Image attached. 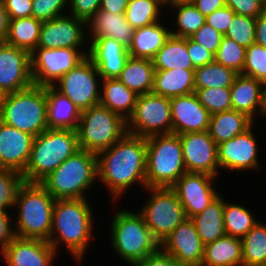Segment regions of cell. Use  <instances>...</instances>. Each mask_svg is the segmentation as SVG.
Instances as JSON below:
<instances>
[{"label":"cell","instance_id":"1","mask_svg":"<svg viewBox=\"0 0 266 266\" xmlns=\"http://www.w3.org/2000/svg\"><path fill=\"white\" fill-rule=\"evenodd\" d=\"M146 155V138L129 133L97 154V181L109 189L113 201L129 191L133 184L143 189L147 187Z\"/></svg>","mask_w":266,"mask_h":266},{"label":"cell","instance_id":"2","mask_svg":"<svg viewBox=\"0 0 266 266\" xmlns=\"http://www.w3.org/2000/svg\"><path fill=\"white\" fill-rule=\"evenodd\" d=\"M91 210L87 198L55 200L52 230L48 242L57 254L60 245L63 244L69 250L71 257L82 263L94 234V213Z\"/></svg>","mask_w":266,"mask_h":266},{"label":"cell","instance_id":"3","mask_svg":"<svg viewBox=\"0 0 266 266\" xmlns=\"http://www.w3.org/2000/svg\"><path fill=\"white\" fill-rule=\"evenodd\" d=\"M54 204L55 199L40 183L24 182L14 206L18 207L13 219L16 237L49 241Z\"/></svg>","mask_w":266,"mask_h":266},{"label":"cell","instance_id":"4","mask_svg":"<svg viewBox=\"0 0 266 266\" xmlns=\"http://www.w3.org/2000/svg\"><path fill=\"white\" fill-rule=\"evenodd\" d=\"M79 150L77 130L48 128L34 138L24 182L40 183Z\"/></svg>","mask_w":266,"mask_h":266},{"label":"cell","instance_id":"5","mask_svg":"<svg viewBox=\"0 0 266 266\" xmlns=\"http://www.w3.org/2000/svg\"><path fill=\"white\" fill-rule=\"evenodd\" d=\"M117 211L110 223V243L121 260L132 265L160 248L140 212L125 208Z\"/></svg>","mask_w":266,"mask_h":266},{"label":"cell","instance_id":"6","mask_svg":"<svg viewBox=\"0 0 266 266\" xmlns=\"http://www.w3.org/2000/svg\"><path fill=\"white\" fill-rule=\"evenodd\" d=\"M98 180L97 154L79 150L61 163L40 184L56 199L86 198ZM93 184V185H92Z\"/></svg>","mask_w":266,"mask_h":266},{"label":"cell","instance_id":"7","mask_svg":"<svg viewBox=\"0 0 266 266\" xmlns=\"http://www.w3.org/2000/svg\"><path fill=\"white\" fill-rule=\"evenodd\" d=\"M0 121L34 137L48 129L45 87L35 85L5 94Z\"/></svg>","mask_w":266,"mask_h":266},{"label":"cell","instance_id":"8","mask_svg":"<svg viewBox=\"0 0 266 266\" xmlns=\"http://www.w3.org/2000/svg\"><path fill=\"white\" fill-rule=\"evenodd\" d=\"M146 144L147 187L171 188L187 172L179 134L154 135Z\"/></svg>","mask_w":266,"mask_h":266},{"label":"cell","instance_id":"9","mask_svg":"<svg viewBox=\"0 0 266 266\" xmlns=\"http://www.w3.org/2000/svg\"><path fill=\"white\" fill-rule=\"evenodd\" d=\"M127 133L126 121L100 103L81 111L77 134L80 150L98 154Z\"/></svg>","mask_w":266,"mask_h":266},{"label":"cell","instance_id":"10","mask_svg":"<svg viewBox=\"0 0 266 266\" xmlns=\"http://www.w3.org/2000/svg\"><path fill=\"white\" fill-rule=\"evenodd\" d=\"M150 197L139 209L153 237L161 244L187 219L185 209L172 188L146 187Z\"/></svg>","mask_w":266,"mask_h":266},{"label":"cell","instance_id":"11","mask_svg":"<svg viewBox=\"0 0 266 266\" xmlns=\"http://www.w3.org/2000/svg\"><path fill=\"white\" fill-rule=\"evenodd\" d=\"M126 129L143 138L172 133L170 98L153 93L139 95Z\"/></svg>","mask_w":266,"mask_h":266},{"label":"cell","instance_id":"12","mask_svg":"<svg viewBox=\"0 0 266 266\" xmlns=\"http://www.w3.org/2000/svg\"><path fill=\"white\" fill-rule=\"evenodd\" d=\"M101 82L102 78L98 69L86 56L63 75L53 87L83 111L100 103Z\"/></svg>","mask_w":266,"mask_h":266},{"label":"cell","instance_id":"13","mask_svg":"<svg viewBox=\"0 0 266 266\" xmlns=\"http://www.w3.org/2000/svg\"><path fill=\"white\" fill-rule=\"evenodd\" d=\"M82 48H35L30 53L33 83L53 86L63 75L73 69L87 55Z\"/></svg>","mask_w":266,"mask_h":266},{"label":"cell","instance_id":"14","mask_svg":"<svg viewBox=\"0 0 266 266\" xmlns=\"http://www.w3.org/2000/svg\"><path fill=\"white\" fill-rule=\"evenodd\" d=\"M215 180H218L217 177L206 173L186 172L171 187L183 205L187 218L201 213L221 194L214 188Z\"/></svg>","mask_w":266,"mask_h":266},{"label":"cell","instance_id":"15","mask_svg":"<svg viewBox=\"0 0 266 266\" xmlns=\"http://www.w3.org/2000/svg\"><path fill=\"white\" fill-rule=\"evenodd\" d=\"M84 20L66 14L42 22L40 28L39 48H82L87 39Z\"/></svg>","mask_w":266,"mask_h":266},{"label":"cell","instance_id":"16","mask_svg":"<svg viewBox=\"0 0 266 266\" xmlns=\"http://www.w3.org/2000/svg\"><path fill=\"white\" fill-rule=\"evenodd\" d=\"M253 125L244 133L236 135L217 146L218 163L220 170L229 172L259 169V148L253 133ZM258 155V156H257Z\"/></svg>","mask_w":266,"mask_h":266},{"label":"cell","instance_id":"17","mask_svg":"<svg viewBox=\"0 0 266 266\" xmlns=\"http://www.w3.org/2000/svg\"><path fill=\"white\" fill-rule=\"evenodd\" d=\"M187 172L218 177L220 171L217 144L208 131L179 134Z\"/></svg>","mask_w":266,"mask_h":266},{"label":"cell","instance_id":"18","mask_svg":"<svg viewBox=\"0 0 266 266\" xmlns=\"http://www.w3.org/2000/svg\"><path fill=\"white\" fill-rule=\"evenodd\" d=\"M33 84L30 53L6 42L0 43V89L9 94Z\"/></svg>","mask_w":266,"mask_h":266},{"label":"cell","instance_id":"19","mask_svg":"<svg viewBox=\"0 0 266 266\" xmlns=\"http://www.w3.org/2000/svg\"><path fill=\"white\" fill-rule=\"evenodd\" d=\"M160 248L172 255L180 265H200L204 257V245L194 222L187 218L160 244Z\"/></svg>","mask_w":266,"mask_h":266},{"label":"cell","instance_id":"20","mask_svg":"<svg viewBox=\"0 0 266 266\" xmlns=\"http://www.w3.org/2000/svg\"><path fill=\"white\" fill-rule=\"evenodd\" d=\"M172 133L184 134L209 130L210 113L195 93L170 98Z\"/></svg>","mask_w":266,"mask_h":266},{"label":"cell","instance_id":"21","mask_svg":"<svg viewBox=\"0 0 266 266\" xmlns=\"http://www.w3.org/2000/svg\"><path fill=\"white\" fill-rule=\"evenodd\" d=\"M56 251L48 241L15 237L1 252L5 266H53Z\"/></svg>","mask_w":266,"mask_h":266},{"label":"cell","instance_id":"22","mask_svg":"<svg viewBox=\"0 0 266 266\" xmlns=\"http://www.w3.org/2000/svg\"><path fill=\"white\" fill-rule=\"evenodd\" d=\"M34 138L0 121V168L22 174L28 165Z\"/></svg>","mask_w":266,"mask_h":266},{"label":"cell","instance_id":"23","mask_svg":"<svg viewBox=\"0 0 266 266\" xmlns=\"http://www.w3.org/2000/svg\"><path fill=\"white\" fill-rule=\"evenodd\" d=\"M88 49V57L98 69L102 79L117 78L123 70L128 58V49L113 38H92Z\"/></svg>","mask_w":266,"mask_h":266},{"label":"cell","instance_id":"24","mask_svg":"<svg viewBox=\"0 0 266 266\" xmlns=\"http://www.w3.org/2000/svg\"><path fill=\"white\" fill-rule=\"evenodd\" d=\"M232 110L246 114L253 121L264 118L263 82L237 74L230 87Z\"/></svg>","mask_w":266,"mask_h":266},{"label":"cell","instance_id":"25","mask_svg":"<svg viewBox=\"0 0 266 266\" xmlns=\"http://www.w3.org/2000/svg\"><path fill=\"white\" fill-rule=\"evenodd\" d=\"M86 28L87 39L88 33L90 38L109 37L117 42L130 47L135 29L126 20L124 14L112 13L106 10H99L87 22Z\"/></svg>","mask_w":266,"mask_h":266},{"label":"cell","instance_id":"26","mask_svg":"<svg viewBox=\"0 0 266 266\" xmlns=\"http://www.w3.org/2000/svg\"><path fill=\"white\" fill-rule=\"evenodd\" d=\"M47 97V126L49 129L77 130L81 110L53 86H45Z\"/></svg>","mask_w":266,"mask_h":266},{"label":"cell","instance_id":"27","mask_svg":"<svg viewBox=\"0 0 266 266\" xmlns=\"http://www.w3.org/2000/svg\"><path fill=\"white\" fill-rule=\"evenodd\" d=\"M157 21L151 25L135 29L128 53L131 57L152 60L171 36V29ZM166 26V27H165Z\"/></svg>","mask_w":266,"mask_h":266},{"label":"cell","instance_id":"28","mask_svg":"<svg viewBox=\"0 0 266 266\" xmlns=\"http://www.w3.org/2000/svg\"><path fill=\"white\" fill-rule=\"evenodd\" d=\"M195 69L155 70L152 93L167 98L194 93Z\"/></svg>","mask_w":266,"mask_h":266},{"label":"cell","instance_id":"29","mask_svg":"<svg viewBox=\"0 0 266 266\" xmlns=\"http://www.w3.org/2000/svg\"><path fill=\"white\" fill-rule=\"evenodd\" d=\"M100 104L125 121L132 115L138 95L117 78L102 79Z\"/></svg>","mask_w":266,"mask_h":266},{"label":"cell","instance_id":"30","mask_svg":"<svg viewBox=\"0 0 266 266\" xmlns=\"http://www.w3.org/2000/svg\"><path fill=\"white\" fill-rule=\"evenodd\" d=\"M154 73L152 60L129 56L117 79L139 96L152 93Z\"/></svg>","mask_w":266,"mask_h":266},{"label":"cell","instance_id":"31","mask_svg":"<svg viewBox=\"0 0 266 266\" xmlns=\"http://www.w3.org/2000/svg\"><path fill=\"white\" fill-rule=\"evenodd\" d=\"M223 210L224 198L220 194L201 213L191 218L204 246L226 235Z\"/></svg>","mask_w":266,"mask_h":266},{"label":"cell","instance_id":"32","mask_svg":"<svg viewBox=\"0 0 266 266\" xmlns=\"http://www.w3.org/2000/svg\"><path fill=\"white\" fill-rule=\"evenodd\" d=\"M246 114L236 110L224 111L210 116L209 134L218 145L244 133L254 124Z\"/></svg>","mask_w":266,"mask_h":266},{"label":"cell","instance_id":"33","mask_svg":"<svg viewBox=\"0 0 266 266\" xmlns=\"http://www.w3.org/2000/svg\"><path fill=\"white\" fill-rule=\"evenodd\" d=\"M204 266H243L242 240L225 235L204 246Z\"/></svg>","mask_w":266,"mask_h":266},{"label":"cell","instance_id":"34","mask_svg":"<svg viewBox=\"0 0 266 266\" xmlns=\"http://www.w3.org/2000/svg\"><path fill=\"white\" fill-rule=\"evenodd\" d=\"M155 70L195 69L187 51V38L171 35L152 59Z\"/></svg>","mask_w":266,"mask_h":266},{"label":"cell","instance_id":"35","mask_svg":"<svg viewBox=\"0 0 266 266\" xmlns=\"http://www.w3.org/2000/svg\"><path fill=\"white\" fill-rule=\"evenodd\" d=\"M41 25L42 21L32 16L9 20L5 42L31 53L37 48Z\"/></svg>","mask_w":266,"mask_h":266},{"label":"cell","instance_id":"36","mask_svg":"<svg viewBox=\"0 0 266 266\" xmlns=\"http://www.w3.org/2000/svg\"><path fill=\"white\" fill-rule=\"evenodd\" d=\"M241 240L243 266H266V225L258 221Z\"/></svg>","mask_w":266,"mask_h":266},{"label":"cell","instance_id":"37","mask_svg":"<svg viewBox=\"0 0 266 266\" xmlns=\"http://www.w3.org/2000/svg\"><path fill=\"white\" fill-rule=\"evenodd\" d=\"M224 199V227L226 235L242 239L258 222L254 214L244 206L225 202Z\"/></svg>","mask_w":266,"mask_h":266},{"label":"cell","instance_id":"38","mask_svg":"<svg viewBox=\"0 0 266 266\" xmlns=\"http://www.w3.org/2000/svg\"><path fill=\"white\" fill-rule=\"evenodd\" d=\"M162 7L165 8L164 0H129L124 15L129 24L138 29L163 20Z\"/></svg>","mask_w":266,"mask_h":266},{"label":"cell","instance_id":"39","mask_svg":"<svg viewBox=\"0 0 266 266\" xmlns=\"http://www.w3.org/2000/svg\"><path fill=\"white\" fill-rule=\"evenodd\" d=\"M237 73L222 64L208 63L195 68V89L231 87Z\"/></svg>","mask_w":266,"mask_h":266},{"label":"cell","instance_id":"40","mask_svg":"<svg viewBox=\"0 0 266 266\" xmlns=\"http://www.w3.org/2000/svg\"><path fill=\"white\" fill-rule=\"evenodd\" d=\"M169 9L176 10V21L171 30V35L177 37H190L198 31L205 23V16L194 6V4L169 6ZM174 30V31H173Z\"/></svg>","mask_w":266,"mask_h":266},{"label":"cell","instance_id":"41","mask_svg":"<svg viewBox=\"0 0 266 266\" xmlns=\"http://www.w3.org/2000/svg\"><path fill=\"white\" fill-rule=\"evenodd\" d=\"M246 48L237 44L226 36L221 40L220 46L214 55V61L242 74L245 64Z\"/></svg>","mask_w":266,"mask_h":266},{"label":"cell","instance_id":"42","mask_svg":"<svg viewBox=\"0 0 266 266\" xmlns=\"http://www.w3.org/2000/svg\"><path fill=\"white\" fill-rule=\"evenodd\" d=\"M194 93L210 115L232 110L230 87L195 89Z\"/></svg>","mask_w":266,"mask_h":266},{"label":"cell","instance_id":"43","mask_svg":"<svg viewBox=\"0 0 266 266\" xmlns=\"http://www.w3.org/2000/svg\"><path fill=\"white\" fill-rule=\"evenodd\" d=\"M24 183L20 172L0 168V211L8 212L14 208L19 187Z\"/></svg>","mask_w":266,"mask_h":266},{"label":"cell","instance_id":"44","mask_svg":"<svg viewBox=\"0 0 266 266\" xmlns=\"http://www.w3.org/2000/svg\"><path fill=\"white\" fill-rule=\"evenodd\" d=\"M224 36L248 48L255 43V18L235 14Z\"/></svg>","mask_w":266,"mask_h":266},{"label":"cell","instance_id":"45","mask_svg":"<svg viewBox=\"0 0 266 266\" xmlns=\"http://www.w3.org/2000/svg\"><path fill=\"white\" fill-rule=\"evenodd\" d=\"M243 75L250 76L261 82L266 81V48L253 43L246 48Z\"/></svg>","mask_w":266,"mask_h":266},{"label":"cell","instance_id":"46","mask_svg":"<svg viewBox=\"0 0 266 266\" xmlns=\"http://www.w3.org/2000/svg\"><path fill=\"white\" fill-rule=\"evenodd\" d=\"M67 7L68 0H32L31 16L44 22L68 14Z\"/></svg>","mask_w":266,"mask_h":266},{"label":"cell","instance_id":"47","mask_svg":"<svg viewBox=\"0 0 266 266\" xmlns=\"http://www.w3.org/2000/svg\"><path fill=\"white\" fill-rule=\"evenodd\" d=\"M223 37L224 35L222 33L208 25L206 22L198 29L197 32L190 36L193 41L201 44L214 55L216 54Z\"/></svg>","mask_w":266,"mask_h":266},{"label":"cell","instance_id":"48","mask_svg":"<svg viewBox=\"0 0 266 266\" xmlns=\"http://www.w3.org/2000/svg\"><path fill=\"white\" fill-rule=\"evenodd\" d=\"M101 0H68V14L87 22L100 10Z\"/></svg>","mask_w":266,"mask_h":266},{"label":"cell","instance_id":"49","mask_svg":"<svg viewBox=\"0 0 266 266\" xmlns=\"http://www.w3.org/2000/svg\"><path fill=\"white\" fill-rule=\"evenodd\" d=\"M235 14L236 13L231 8L225 6L207 15L205 17V22L225 35Z\"/></svg>","mask_w":266,"mask_h":266},{"label":"cell","instance_id":"50","mask_svg":"<svg viewBox=\"0 0 266 266\" xmlns=\"http://www.w3.org/2000/svg\"><path fill=\"white\" fill-rule=\"evenodd\" d=\"M187 51L194 68L214 62V54L190 37H187Z\"/></svg>","mask_w":266,"mask_h":266},{"label":"cell","instance_id":"51","mask_svg":"<svg viewBox=\"0 0 266 266\" xmlns=\"http://www.w3.org/2000/svg\"><path fill=\"white\" fill-rule=\"evenodd\" d=\"M226 6L236 14L256 18L265 8L257 0H226Z\"/></svg>","mask_w":266,"mask_h":266},{"label":"cell","instance_id":"52","mask_svg":"<svg viewBox=\"0 0 266 266\" xmlns=\"http://www.w3.org/2000/svg\"><path fill=\"white\" fill-rule=\"evenodd\" d=\"M9 20L30 17L32 0H3Z\"/></svg>","mask_w":266,"mask_h":266},{"label":"cell","instance_id":"53","mask_svg":"<svg viewBox=\"0 0 266 266\" xmlns=\"http://www.w3.org/2000/svg\"><path fill=\"white\" fill-rule=\"evenodd\" d=\"M131 266H181L178 261L170 254L159 248L155 253L147 256Z\"/></svg>","mask_w":266,"mask_h":266},{"label":"cell","instance_id":"54","mask_svg":"<svg viewBox=\"0 0 266 266\" xmlns=\"http://www.w3.org/2000/svg\"><path fill=\"white\" fill-rule=\"evenodd\" d=\"M9 215V212L0 211V253L16 237L14 221Z\"/></svg>","mask_w":266,"mask_h":266},{"label":"cell","instance_id":"55","mask_svg":"<svg viewBox=\"0 0 266 266\" xmlns=\"http://www.w3.org/2000/svg\"><path fill=\"white\" fill-rule=\"evenodd\" d=\"M194 6L206 17L213 11L226 6V0H195Z\"/></svg>","mask_w":266,"mask_h":266},{"label":"cell","instance_id":"56","mask_svg":"<svg viewBox=\"0 0 266 266\" xmlns=\"http://www.w3.org/2000/svg\"><path fill=\"white\" fill-rule=\"evenodd\" d=\"M255 43L266 48V9L255 18Z\"/></svg>","mask_w":266,"mask_h":266},{"label":"cell","instance_id":"57","mask_svg":"<svg viewBox=\"0 0 266 266\" xmlns=\"http://www.w3.org/2000/svg\"><path fill=\"white\" fill-rule=\"evenodd\" d=\"M129 0H101L100 10L124 14Z\"/></svg>","mask_w":266,"mask_h":266},{"label":"cell","instance_id":"58","mask_svg":"<svg viewBox=\"0 0 266 266\" xmlns=\"http://www.w3.org/2000/svg\"><path fill=\"white\" fill-rule=\"evenodd\" d=\"M8 15L2 0H0V43L5 42L8 32Z\"/></svg>","mask_w":266,"mask_h":266},{"label":"cell","instance_id":"59","mask_svg":"<svg viewBox=\"0 0 266 266\" xmlns=\"http://www.w3.org/2000/svg\"><path fill=\"white\" fill-rule=\"evenodd\" d=\"M194 2L195 0H164V6L167 8L168 6L193 4Z\"/></svg>","mask_w":266,"mask_h":266},{"label":"cell","instance_id":"60","mask_svg":"<svg viewBox=\"0 0 266 266\" xmlns=\"http://www.w3.org/2000/svg\"><path fill=\"white\" fill-rule=\"evenodd\" d=\"M264 117L266 116V81L263 83Z\"/></svg>","mask_w":266,"mask_h":266},{"label":"cell","instance_id":"61","mask_svg":"<svg viewBox=\"0 0 266 266\" xmlns=\"http://www.w3.org/2000/svg\"><path fill=\"white\" fill-rule=\"evenodd\" d=\"M4 97H5V93L0 89V107H1V104L4 100Z\"/></svg>","mask_w":266,"mask_h":266},{"label":"cell","instance_id":"62","mask_svg":"<svg viewBox=\"0 0 266 266\" xmlns=\"http://www.w3.org/2000/svg\"><path fill=\"white\" fill-rule=\"evenodd\" d=\"M266 9V0H257Z\"/></svg>","mask_w":266,"mask_h":266},{"label":"cell","instance_id":"63","mask_svg":"<svg viewBox=\"0 0 266 266\" xmlns=\"http://www.w3.org/2000/svg\"><path fill=\"white\" fill-rule=\"evenodd\" d=\"M181 266H203V265L200 264V265H181Z\"/></svg>","mask_w":266,"mask_h":266}]
</instances>
